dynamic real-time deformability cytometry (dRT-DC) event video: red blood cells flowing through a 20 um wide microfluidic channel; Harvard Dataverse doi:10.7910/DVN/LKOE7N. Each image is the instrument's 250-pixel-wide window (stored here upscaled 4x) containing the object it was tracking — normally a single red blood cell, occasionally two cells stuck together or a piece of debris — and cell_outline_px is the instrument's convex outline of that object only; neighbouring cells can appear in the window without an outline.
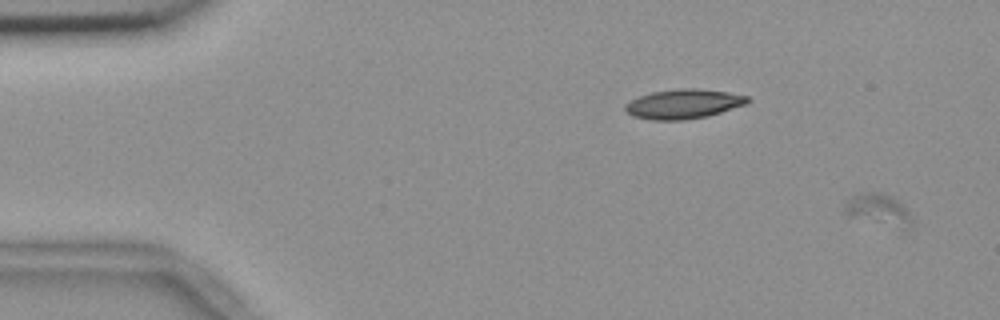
{"species": "common noctule bat (a hibernating species)", "species_latin": "Nyctalus noctula", "temperature_condition": "room temperature", "stored_images_in_passage": 10, "camera_frame_rate_fps": 3000, "um_per_image_px": 0.085, "animal": {"sex": "female", "body_mass_g": 18.4}, "frame": {"image": 1, "passage_image": 1, "time_ms": 0.0, "image_size_px": [1000, 320], "cell_outline_px": [[912, 224], [904, 228], [900, 228], [848, 216], [844, 212], [844, 204], [852, 196], [860, 192], [880, 192], [892, 196], [912, 216]], "centroid_in_image_um": [74.63, 17.8], "position_along_channel_um": 10.4, "area_um2": 12.14}}